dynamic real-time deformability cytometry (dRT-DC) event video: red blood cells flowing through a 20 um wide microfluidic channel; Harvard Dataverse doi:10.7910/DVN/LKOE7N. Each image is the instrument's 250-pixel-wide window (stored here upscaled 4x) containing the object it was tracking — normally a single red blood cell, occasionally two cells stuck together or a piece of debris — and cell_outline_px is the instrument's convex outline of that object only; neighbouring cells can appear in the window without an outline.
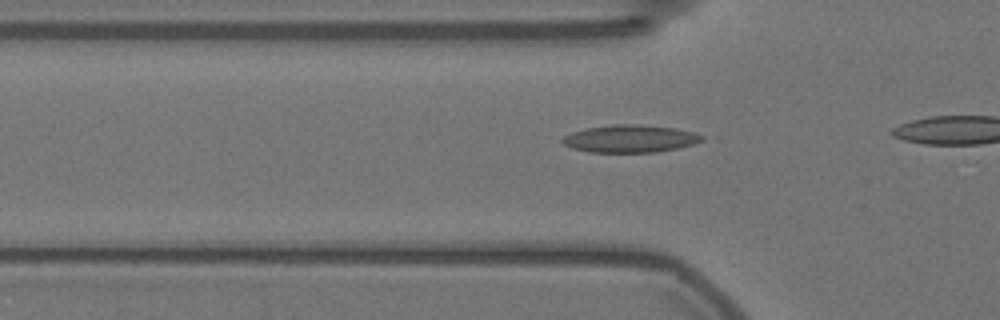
{"species": "Egyptian fruit bat (a non-hibernating species)", "species_latin": "Rousettus aegyptiacus", "temperature_condition": "warm", "stored_images_in_passage": 16, "camera_frame_rate_fps": 3000, "um_per_image_px": 0.085, "animal": {"sex": "female"}, "frame": {"image": 1, "passage_image": 10, "time_ms": 3.0, "image_size_px": [1000, 320], "cell_outline_px": [[704, 140], [692, 144], [676, 148], [656, 152], [588, 152], [572, 148], [564, 144], [560, 140], [564, 136], [572, 132], [584, 128], [612, 124], [640, 124], [676, 128], [692, 132], [704, 136]], "centroid_in_image_um": [53.53, 11.78], "position_along_channel_um": 72.3, "area_um2": 22.43}}
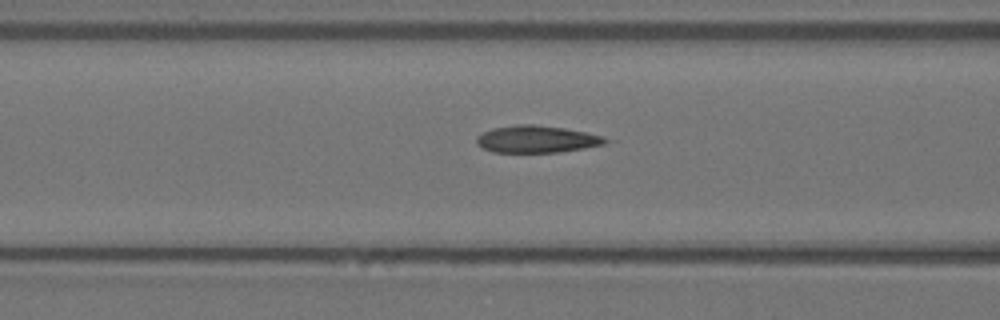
{"frame": {"image": 2, "passage_image": 14, "time_ms": 4.333, "image_size_px": [1000, 320], "cell_outline_px": [[616, 140], [604, 144], [584, 148], [560, 152], [492, 152], [476, 144], [476, 136], [492, 128], [516, 124], [532, 124], [564, 128], [604, 136]], "centroid_in_image_um": [45.66, 11.83], "position_along_channel_um": 120.9, "area_um2": 20.52}}